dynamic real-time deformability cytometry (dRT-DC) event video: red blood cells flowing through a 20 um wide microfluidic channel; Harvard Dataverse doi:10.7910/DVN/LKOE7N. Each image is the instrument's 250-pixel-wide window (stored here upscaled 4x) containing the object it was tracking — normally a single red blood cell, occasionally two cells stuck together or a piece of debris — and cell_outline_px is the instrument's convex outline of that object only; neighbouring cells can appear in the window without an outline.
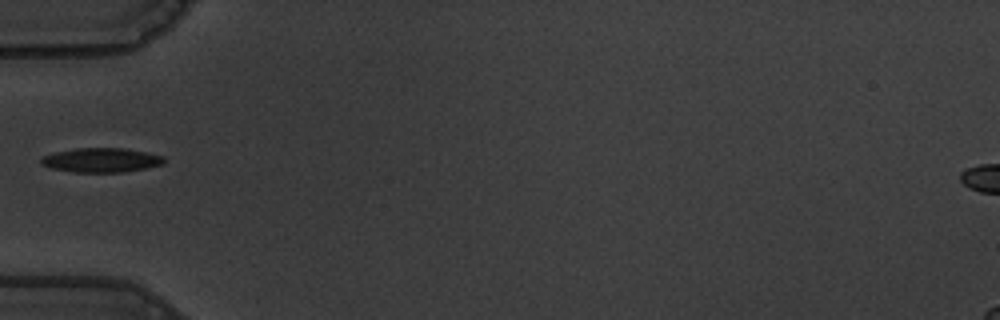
{"species": "common noctule bat (a hibernating species)", "species_latin": "Nyctalus noctula", "temperature_condition": "warm", "stored_images_in_passage": 38, "camera_frame_rate_fps": 3000, "um_per_image_px": 0.085, "animal": {"sex": "male", "body_mass_g": 19.5, "forearm_length_mm": 54.6}, "frame": {"image": 1, "passage_image": 1, "time_ms": 0.0, "image_size_px": [1000, 320], "cell_outline_px": [[164, 164], [144, 168], [120, 172], [76, 172], [52, 168], [40, 164], [40, 160], [44, 156], [56, 152], [76, 148], [124, 148], [164, 156]], "centroid_in_image_um": [8.6, 13.6], "position_along_channel_um": 76.4, "area_um2": 17.17}}
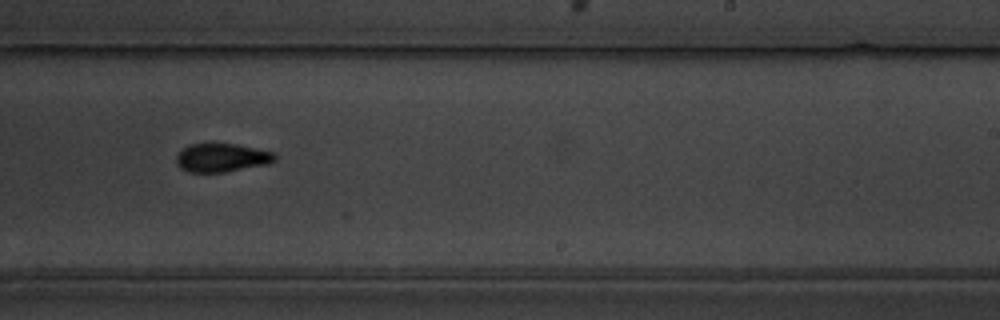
{"frame": {"image": 2, "passage_image": 17, "time_ms": 5.333, "image_size_px": [1000, 320], "cell_outline_px": [[276, 160], [268, 164], [224, 172], [188, 172], [180, 168], [176, 164], [176, 156], [188, 144], [212, 140], [236, 144], [276, 152]], "centroid_in_image_um": [18.83, 13.35], "position_along_channel_um": 270.2, "area_um2": 17.11}}